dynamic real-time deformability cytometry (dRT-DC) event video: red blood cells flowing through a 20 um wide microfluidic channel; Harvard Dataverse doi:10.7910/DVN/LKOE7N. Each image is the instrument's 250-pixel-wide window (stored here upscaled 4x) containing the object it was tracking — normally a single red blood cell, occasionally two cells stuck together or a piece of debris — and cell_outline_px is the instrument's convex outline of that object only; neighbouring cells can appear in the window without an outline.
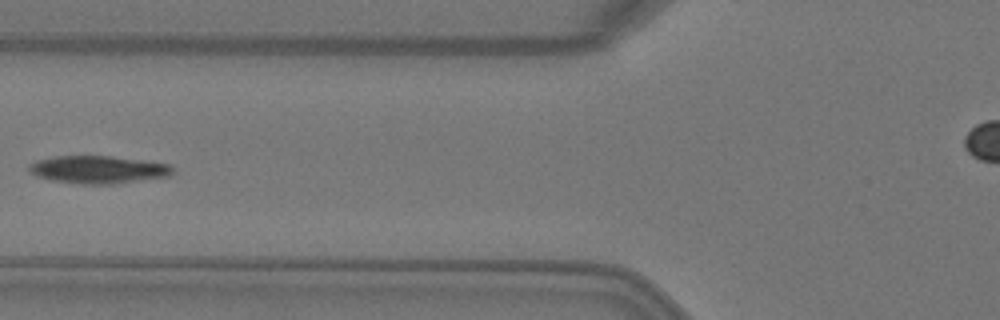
{"species": "Egyptian fruit bat (a non-hibernating species)", "species_latin": "Rousettus aegyptiacus", "temperature_condition": "warm", "stored_images_in_passage": 6, "camera_frame_rate_fps": 3000, "um_per_image_px": 0.085, "animal": {"sex": "female"}, "frame": {"image": 1, "passage_image": 5, "time_ms": 1.333, "image_size_px": [1000, 320], "cell_outline_px": [[176, 168], [172, 176], [116, 184], [84, 184], [52, 180], [36, 176], [28, 172], [28, 164], [36, 160], [56, 156], [112, 156], [144, 160], [172, 164]], "centroid_in_image_um": [8.41, 14.41], "position_along_channel_um": 117.4, "area_um2": 23.64}}